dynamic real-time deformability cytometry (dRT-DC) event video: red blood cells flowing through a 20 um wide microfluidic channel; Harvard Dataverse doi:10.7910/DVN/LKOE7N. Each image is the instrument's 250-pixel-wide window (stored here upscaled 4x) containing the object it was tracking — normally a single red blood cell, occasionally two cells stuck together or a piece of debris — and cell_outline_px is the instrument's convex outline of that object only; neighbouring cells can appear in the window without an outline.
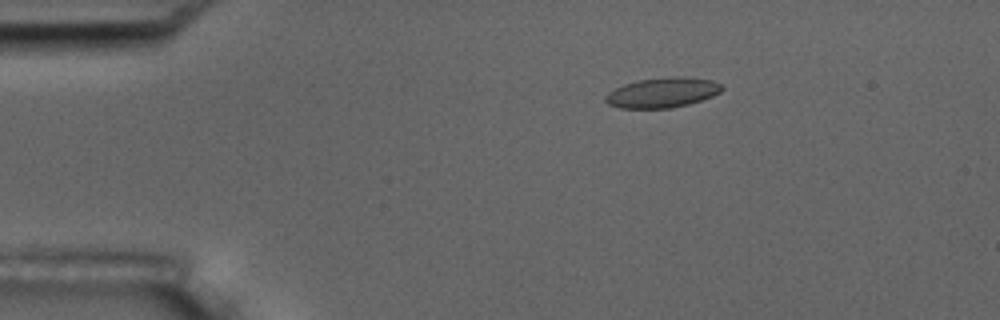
{"species": "common noctule bat (a hibernating species)", "species_latin": "Nyctalus noctula", "temperature_condition": "room temperature", "stored_images_in_passage": 4, "camera_frame_rate_fps": 3000, "um_per_image_px": 0.085, "animal": {"sex": "male", "body_mass_g": 17.5, "forearm_length_mm": 52.3}, "frame": {"image": 1, "passage_image": 2, "time_ms": 2.0, "image_size_px": [1000, 320], "cell_outline_px": [[724, 88], [720, 92], [712, 96], [688, 104], [672, 108], [620, 108], [608, 104], [604, 100], [604, 96], [608, 92], [624, 84], [640, 80], [676, 76], [712, 80], [720, 84]], "centroid_in_image_um": [56.28, 7.88], "position_along_channel_um": 28.7, "area_um2": 20.17}}
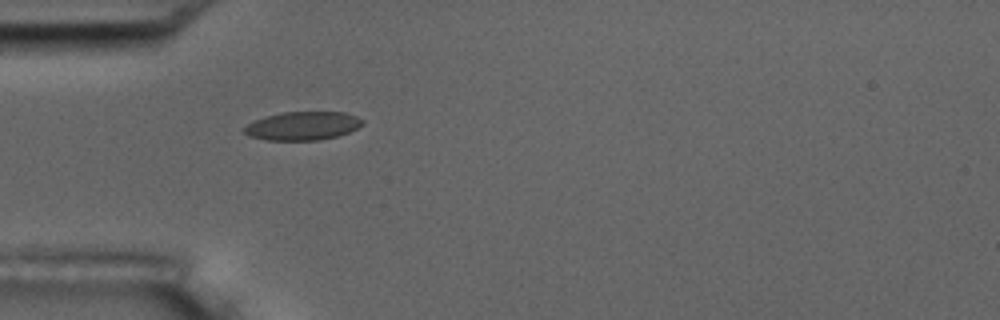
{"frame": {"image": 2, "passage_image": 4, "time_ms": 4.333, "image_size_px": [1000, 320], "cell_outline_px": [[364, 124], [348, 132], [336, 136], [316, 140], [268, 140], [248, 136], [244, 132], [244, 128], [252, 120], [264, 116], [280, 112], [344, 112], [356, 116], [364, 120]], "centroid_in_image_um": [25.7, 10.69], "position_along_channel_um": 59.3, "area_um2": 19.65}}